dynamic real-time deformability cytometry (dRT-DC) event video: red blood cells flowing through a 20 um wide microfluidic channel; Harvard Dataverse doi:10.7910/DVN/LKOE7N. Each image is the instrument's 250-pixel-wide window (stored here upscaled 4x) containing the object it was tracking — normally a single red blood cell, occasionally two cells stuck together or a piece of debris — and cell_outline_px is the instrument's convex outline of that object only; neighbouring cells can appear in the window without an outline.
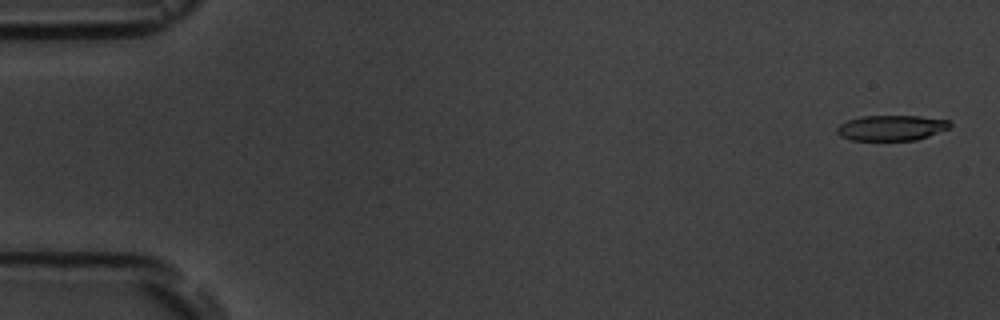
{"species": "common noctule bat (a hibernating species)", "species_latin": "Nyctalus noctula", "temperature_condition": "room temperature", "stored_images_in_passage": 4, "camera_frame_rate_fps": 3000, "um_per_image_px": 0.085, "animal": {"sex": "male", "body_mass_g": 19.5, "forearm_length_mm": 54.6}, "frame": {"image": 1, "passage_image": 1, "time_ms": 0.0, "image_size_px": [1000, 320], "cell_outline_px": [[952, 124], [948, 128], [928, 136], [916, 140], [852, 140], [840, 136], [836, 132], [836, 128], [840, 124], [848, 120], [860, 116], [920, 116], [948, 120]], "centroid_in_image_um": [75.74, 10.86], "position_along_channel_um": 9.3, "area_um2": 16.65}}